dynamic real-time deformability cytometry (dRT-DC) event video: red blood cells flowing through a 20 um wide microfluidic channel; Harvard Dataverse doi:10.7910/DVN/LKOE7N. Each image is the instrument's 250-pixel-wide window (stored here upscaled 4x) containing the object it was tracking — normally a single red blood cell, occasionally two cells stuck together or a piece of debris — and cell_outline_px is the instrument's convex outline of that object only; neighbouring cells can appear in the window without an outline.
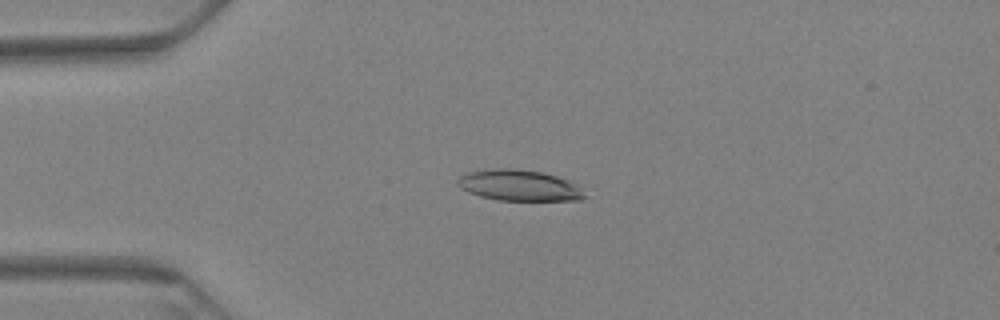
{"species": "Egyptian fruit bat (a non-hibernating species)", "species_latin": "Rousettus aegyptiacus", "temperature_condition": "warm", "stored_images_in_passage": 62, "camera_frame_rate_fps": 3000, "um_per_image_px": 0.085, "animal": {"sex": "female"}, "frame": {"image": 1, "passage_image": 15, "time_ms": 4.667, "image_size_px": [1000, 320], "cell_outline_px": [[588, 196], [580, 200], [496, 200], [480, 196], [468, 192], [460, 188], [456, 184], [456, 180], [460, 176], [468, 172], [492, 168], [516, 168], [540, 172], [556, 176], [568, 180], [576, 184]], "centroid_in_image_um": [44.1, 15.75], "position_along_channel_um": 40.9, "area_um2": 23.06}}
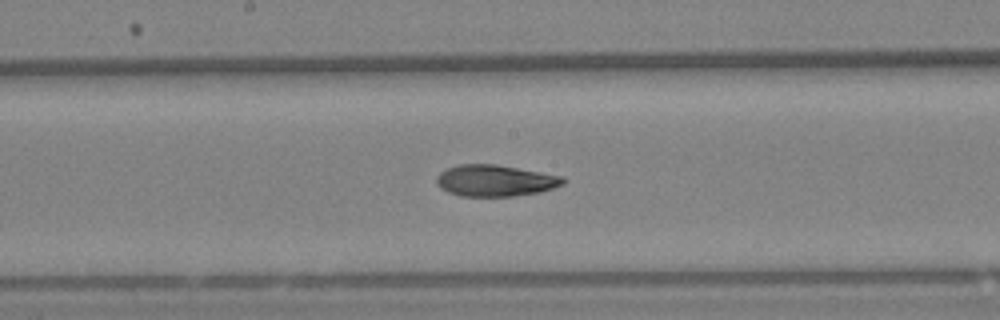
{"frame": {"image": 2, "passage_image": 33, "time_ms": 10.667, "image_size_px": [1000, 320], "cell_outline_px": [[564, 184], [552, 188], [536, 192], [512, 196], [460, 196], [448, 192], [440, 188], [436, 184], [436, 176], [440, 172], [448, 168], [460, 164], [496, 164], [560, 176], [564, 180]], "centroid_in_image_um": [42.01, 15.35], "position_along_channel_um": 206.2, "area_um2": 22.89}}
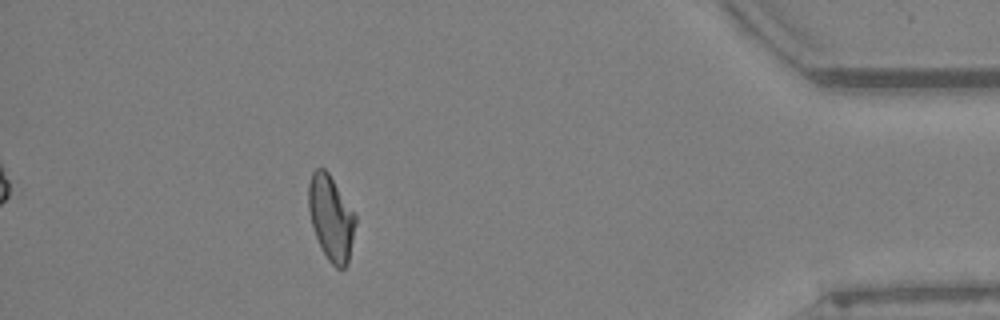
{"frame": {"image": 3, "passage_image": 56, "time_ms": 18.333, "image_size_px": [1000, 320], "cell_outline_px": [[356, 224], [348, 264], [344, 268], [336, 268], [328, 260], [316, 236], [312, 224], [308, 208], [308, 184], [312, 172], [316, 168], [324, 168], [328, 172], [356, 216]], "centroid_in_image_um": [28.14, 18.52], "position_along_channel_um": 407.1, "area_um2": 23.0}, "authors_computed_cell_mechanics": {"area_um2": 23.3512, "velocity_mm_per_s": 3.2669, "shape_relaxation_time_tau1_ms": null, "shape_relaxation_time_tau2_ms": 5.5707, "deformation_change_tau1": null, "deformation_change_tau2": 0.1172}}